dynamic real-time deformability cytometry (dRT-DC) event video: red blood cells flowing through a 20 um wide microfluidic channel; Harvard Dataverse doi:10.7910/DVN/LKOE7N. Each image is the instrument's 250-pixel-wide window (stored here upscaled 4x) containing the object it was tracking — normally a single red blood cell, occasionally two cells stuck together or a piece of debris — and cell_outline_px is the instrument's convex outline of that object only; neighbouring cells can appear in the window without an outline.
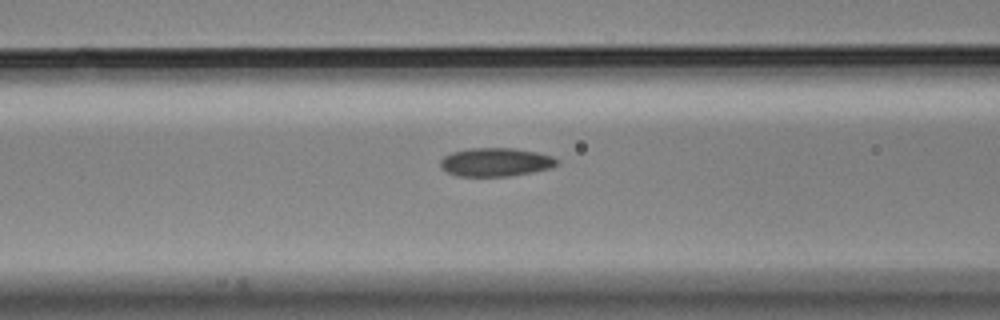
{"species": "Egyptian fruit bat (a non-hibernating species)", "species_latin": "Rousettus aegyptiacus", "temperature_condition": "cold", "stored_images_in_passage": 7, "camera_frame_rate_fps": 3000, "um_per_image_px": 0.085, "animal": {"sex": "male"}, "frame": {"image": 1, "passage_image": 4, "time_ms": 1.0, "image_size_px": [1000, 320], "cell_outline_px": [[560, 164], [552, 168], [532, 172], [508, 176], [456, 176], [440, 168], [440, 160], [444, 156], [452, 152], [472, 148], [512, 148], [536, 152], [552, 156], [560, 160]], "centroid_in_image_um": [42.15, 13.78], "position_along_channel_um": 124.4, "area_um2": 19.48}}
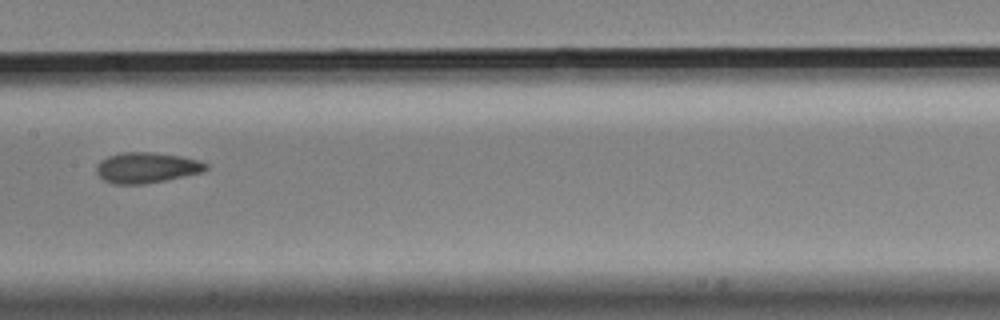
{"frame": {"image": 2, "passage_image": 6, "time_ms": 1.667, "image_size_px": [1000, 320], "cell_outline_px": [[208, 168], [204, 172], [144, 184], [112, 184], [104, 180], [96, 172], [96, 164], [100, 160], [108, 156], [124, 152], [152, 152], [180, 156], [200, 160], [208, 164]], "centroid_in_image_um": [12.46, 14.25], "position_along_channel_um": 194.9, "area_um2": 19.59}}
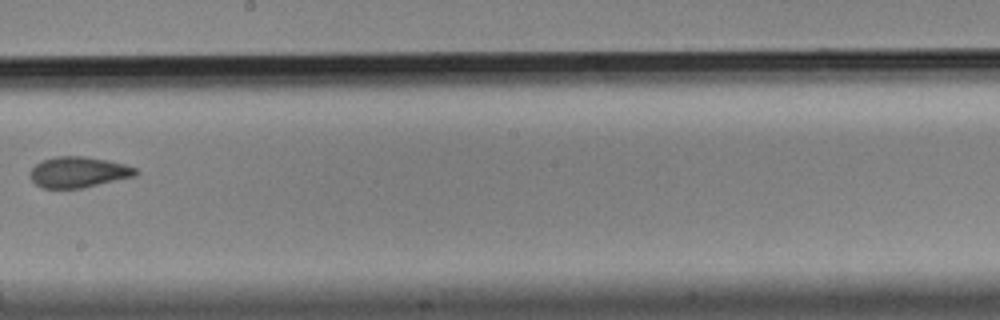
{"frame": {"image": 3, "passage_image": 7, "time_ms": 2.0, "image_size_px": [1000, 320], "cell_outline_px": [[140, 172], [136, 176], [80, 188], [40, 188], [28, 176], [28, 172], [40, 160], [56, 156], [84, 156], [108, 160], [124, 164], [136, 168]], "centroid_in_image_um": [6.64, 14.62], "position_along_channel_um": 241.6, "area_um2": 19.13}}